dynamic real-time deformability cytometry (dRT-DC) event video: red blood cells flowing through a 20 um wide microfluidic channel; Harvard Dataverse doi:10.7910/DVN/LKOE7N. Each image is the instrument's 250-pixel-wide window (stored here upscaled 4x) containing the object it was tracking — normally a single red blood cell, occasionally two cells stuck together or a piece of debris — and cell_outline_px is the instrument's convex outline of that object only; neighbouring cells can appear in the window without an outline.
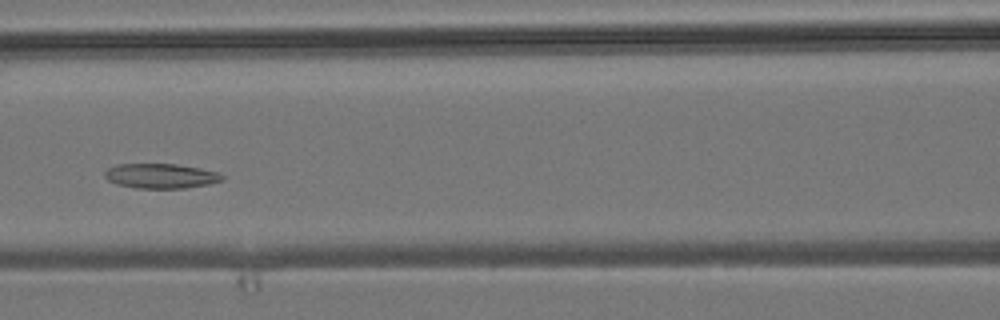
{"species": "common noctule bat (a hibernating species)", "species_latin": "Nyctalus noctula", "temperature_condition": "room temperature", "stored_images_in_passage": 4, "camera_frame_rate_fps": 3000, "um_per_image_px": 0.085, "animal": {"sex": "male", "body_mass_g": 19.2, "forearm_length_mm": 51.8}, "frame": {"image": 1, "passage_image": 4, "time_ms": 3.333, "image_size_px": [1000, 320], "cell_outline_px": [[224, 180], [208, 184], [184, 188], [136, 188], [116, 184], [108, 180], [104, 176], [104, 172], [108, 168], [116, 164], [176, 164], [200, 168], [216, 172], [224, 176]], "centroid_in_image_um": [13.64, 14.95], "position_along_channel_um": 153.0, "area_um2": 16.94}}